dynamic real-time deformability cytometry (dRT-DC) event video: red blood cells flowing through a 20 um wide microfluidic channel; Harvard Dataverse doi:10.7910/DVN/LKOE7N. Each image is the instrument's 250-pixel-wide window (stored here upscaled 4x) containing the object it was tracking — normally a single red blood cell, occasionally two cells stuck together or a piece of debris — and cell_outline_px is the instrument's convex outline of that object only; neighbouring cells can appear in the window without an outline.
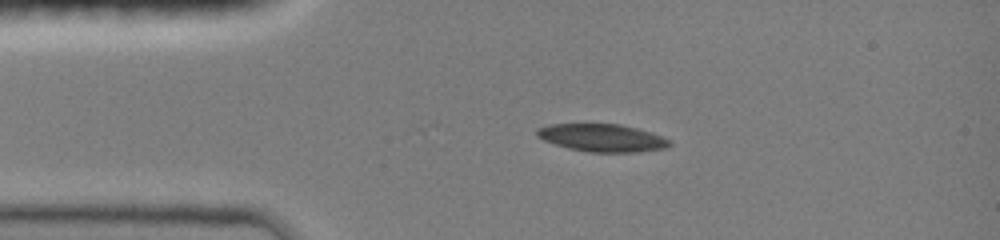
{"species": "common noctule bat (a hibernating species)", "species_latin": "Nyctalus noctula", "temperature_condition": "room temperature", "stored_images_in_passage": 6, "camera_frame_rate_fps": 3000, "um_per_image_px": 0.085, "animal": {"sex": "female", "body_mass_g": 19.0, "forearm_length_mm": 51.5}, "frame": {"image": 1, "passage_image": 1, "time_ms": 0.0, "image_size_px": [1000, 240], "cell_outline_px": [[672, 144], [664, 148], [640, 152], [588, 152], [568, 148], [544, 140], [536, 136], [536, 128], [548, 124], [620, 124], [652, 132], [672, 140]], "centroid_in_image_um": [51.2, 11.71], "position_along_channel_um": 33.8, "area_um2": 21.5}}